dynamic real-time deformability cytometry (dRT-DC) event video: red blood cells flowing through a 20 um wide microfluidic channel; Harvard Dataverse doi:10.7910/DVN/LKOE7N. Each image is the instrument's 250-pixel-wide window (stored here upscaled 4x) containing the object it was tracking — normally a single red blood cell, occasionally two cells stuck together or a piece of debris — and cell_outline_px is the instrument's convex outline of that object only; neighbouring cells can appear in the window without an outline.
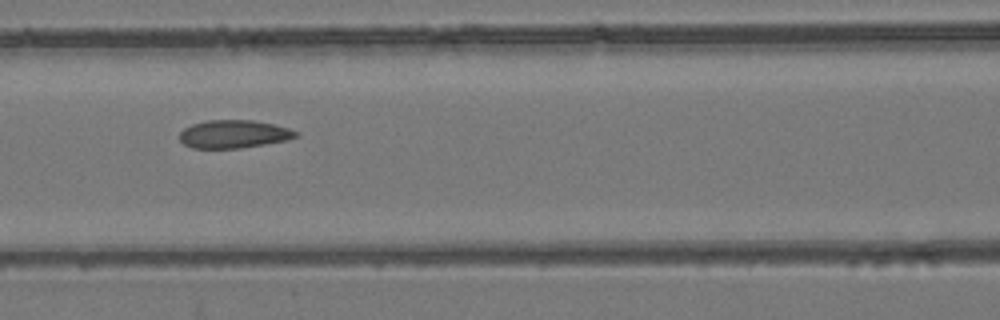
{"species": "common noctule bat (a hibernating species)", "species_latin": "Nyctalus noctula", "temperature_condition": "room temperature", "stored_images_in_passage": 5, "camera_frame_rate_fps": 3000, "um_per_image_px": 0.085, "animal": {"sex": "female", "body_mass_g": 24.6, "forearm_length_mm": 56.2}, "frame": {"image": 1, "passage_image": 3, "time_ms": 0.667, "image_size_px": [1000, 320], "cell_outline_px": [[300, 136], [288, 140], [240, 148], [192, 148], [184, 144], [180, 140], [180, 132], [184, 128], [192, 124], [208, 120], [252, 120], [276, 124], [300, 132]], "centroid_in_image_um": [19.91, 11.39], "position_along_channel_um": 146.7, "area_um2": 19.13}}
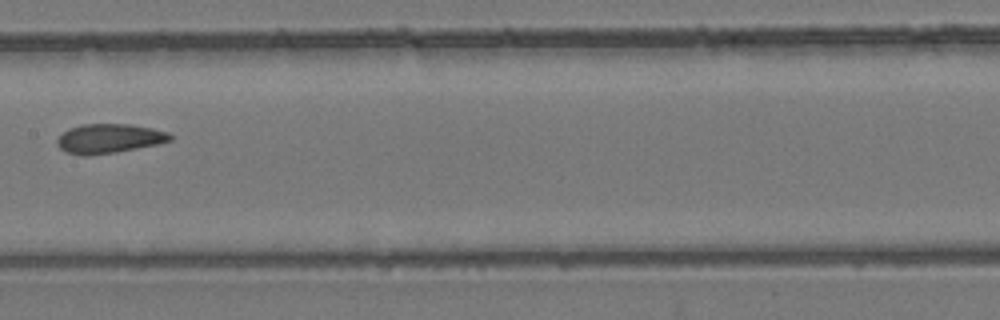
{"frame": {"image": 2, "passage_image": 4, "time_ms": 1.0, "image_size_px": [1000, 320], "cell_outline_px": [[172, 140], [156, 144], [116, 152], [84, 156], [64, 152], [56, 144], [56, 140], [68, 128], [84, 124], [128, 124], [152, 128], [168, 132], [172, 136]], "centroid_in_image_um": [9.24, 11.78], "position_along_channel_um": 198.2, "area_um2": 19.25}}
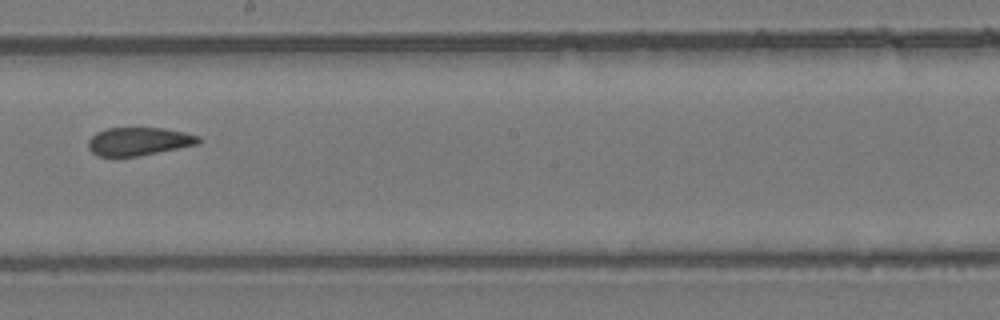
{"frame": {"image": 3, "passage_image": 5, "time_ms": 1.333, "image_size_px": [1000, 320], "cell_outline_px": [[200, 144], [136, 156], [96, 156], [88, 148], [88, 140], [96, 132], [108, 128], [164, 128], [184, 132], [200, 136]], "centroid_in_image_um": [11.79, 12.01], "position_along_channel_um": 236.4, "area_um2": 18.03}}